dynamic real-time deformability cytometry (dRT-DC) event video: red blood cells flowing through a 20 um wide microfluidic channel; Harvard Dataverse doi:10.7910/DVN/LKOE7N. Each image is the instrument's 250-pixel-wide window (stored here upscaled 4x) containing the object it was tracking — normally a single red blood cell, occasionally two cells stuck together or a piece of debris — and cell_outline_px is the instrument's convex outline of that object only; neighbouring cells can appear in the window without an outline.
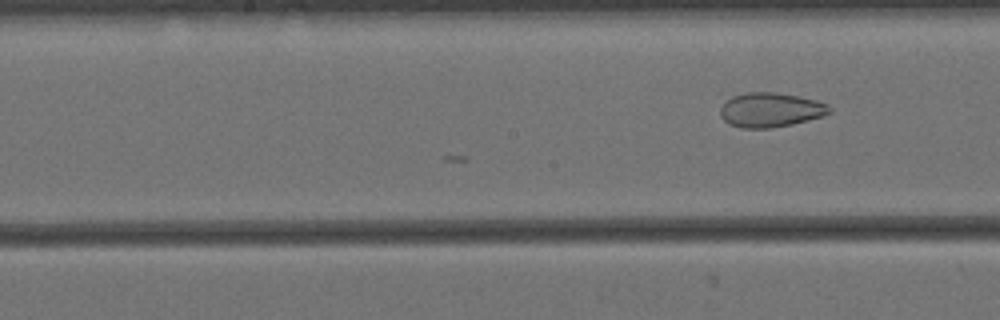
{"species": "Egyptian fruit bat (a non-hibernating species)", "species_latin": "Rousettus aegyptiacus", "temperature_condition": "cold", "stored_images_in_passage": 26, "camera_frame_rate_fps": 3000, "um_per_image_px": 0.085, "animal": {"sex": "female"}, "frame": {"image": 1, "passage_image": 26, "time_ms": 8.333, "image_size_px": [1000, 320], "cell_outline_px": [[832, 112], [824, 116], [792, 124], [768, 128], [740, 128], [728, 124], [720, 116], [720, 108], [732, 96], [748, 92], [776, 92], [816, 100], [828, 104], [832, 108]], "centroid_in_image_um": [65.51, 9.35], "position_along_channel_um": 182.7, "area_um2": 21.96}}